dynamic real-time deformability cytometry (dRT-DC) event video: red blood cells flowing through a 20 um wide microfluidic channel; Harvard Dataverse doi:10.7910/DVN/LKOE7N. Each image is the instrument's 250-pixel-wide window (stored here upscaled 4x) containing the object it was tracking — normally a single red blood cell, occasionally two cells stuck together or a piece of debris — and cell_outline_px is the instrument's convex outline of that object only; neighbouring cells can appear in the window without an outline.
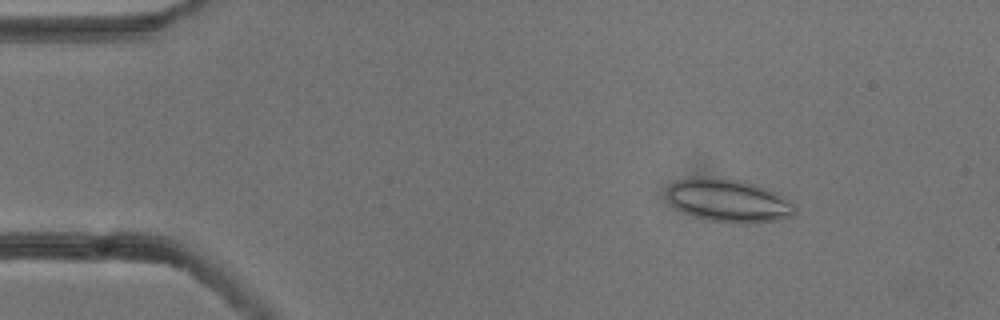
{"species": "common noctule bat (a hibernating species)", "species_latin": "Nyctalus noctula", "temperature_condition": "cold", "stored_images_in_passage": 5, "camera_frame_rate_fps": 3000, "um_per_image_px": 0.085, "animal": {"sex": "male", "body_mass_g": 13.3}, "frame": {"image": 1, "passage_image": 3, "time_ms": 0.667, "image_size_px": [1000, 320], "cell_outline_px": [[796, 212], [792, 216], [780, 220], [744, 224], [732, 224], [704, 220], [684, 212], [676, 208], [668, 200], [668, 188], [676, 180], [696, 176], [744, 180], [756, 184], [796, 204]], "centroid_in_image_um": [61.92, 17.07], "position_along_channel_um": 23.1, "area_um2": 32.37}}